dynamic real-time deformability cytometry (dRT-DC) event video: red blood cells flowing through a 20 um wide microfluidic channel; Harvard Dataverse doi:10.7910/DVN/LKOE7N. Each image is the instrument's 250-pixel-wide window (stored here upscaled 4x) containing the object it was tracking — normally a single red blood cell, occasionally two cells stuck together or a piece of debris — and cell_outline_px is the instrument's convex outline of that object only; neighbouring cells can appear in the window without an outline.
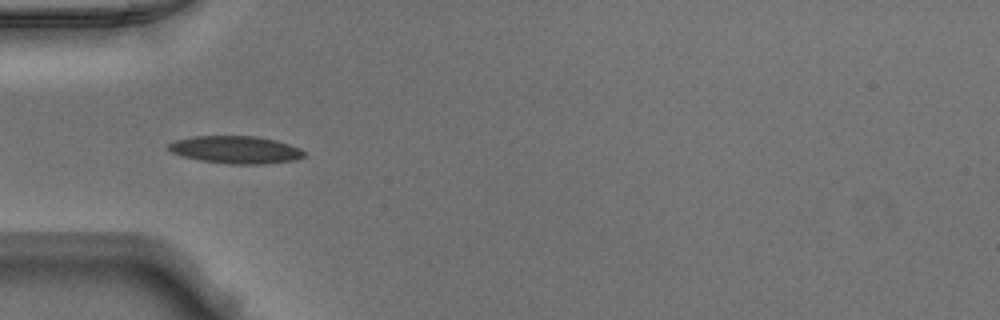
{"species": "Egyptian fruit bat (a non-hibernating species)", "species_latin": "Rousettus aegyptiacus", "temperature_condition": "warm", "stored_images_in_passage": 5, "camera_frame_rate_fps": 3000, "um_per_image_px": 0.085, "animal": {"sex": "male"}, "frame": {"image": 1, "passage_image": 2, "time_ms": 0.333, "image_size_px": [1000, 320], "cell_outline_px": [[304, 156], [292, 160], [264, 164], [228, 164], [200, 160], [184, 156], [172, 152], [164, 148], [168, 144], [176, 140], [192, 136], [256, 136], [276, 140], [300, 148], [304, 152]], "centroid_in_image_um": [20.0, 12.72], "position_along_channel_um": 65.0, "area_um2": 21.68}}